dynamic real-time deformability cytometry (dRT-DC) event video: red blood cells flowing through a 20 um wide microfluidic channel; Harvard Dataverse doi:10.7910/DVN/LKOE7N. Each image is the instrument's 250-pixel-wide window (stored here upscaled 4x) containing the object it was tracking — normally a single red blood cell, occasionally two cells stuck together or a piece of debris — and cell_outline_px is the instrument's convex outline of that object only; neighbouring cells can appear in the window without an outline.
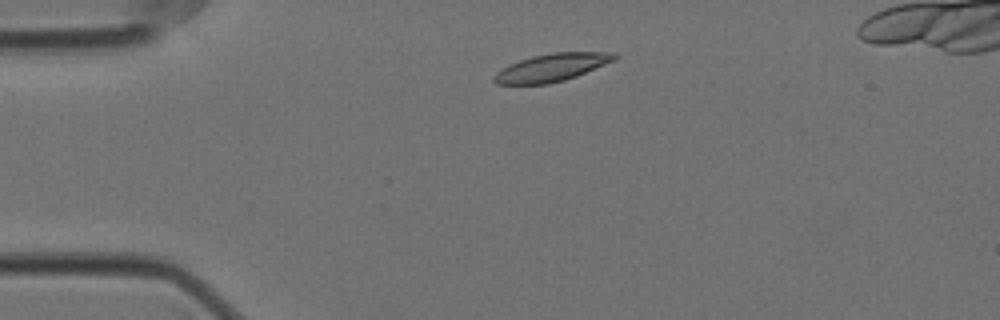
{"species": "Egyptian fruit bat (a non-hibernating species)", "species_latin": "Rousettus aegyptiacus", "temperature_condition": "cold", "stored_images_in_passage": 39, "camera_frame_rate_fps": 3000, "um_per_image_px": 0.085, "animal": {"sex": "female"}, "frame": {"image": 1, "passage_image": 1, "time_ms": 0.0, "image_size_px": [1000, 320], "cell_outline_px": [[620, 56], [616, 60], [576, 76], [564, 80], [548, 84], [496, 84], [492, 80], [492, 76], [500, 68], [508, 64], [532, 56], [552, 52], [616, 52]], "centroid_in_image_um": [46.89, 5.73], "position_along_channel_um": 38.1, "area_um2": 19.71}}
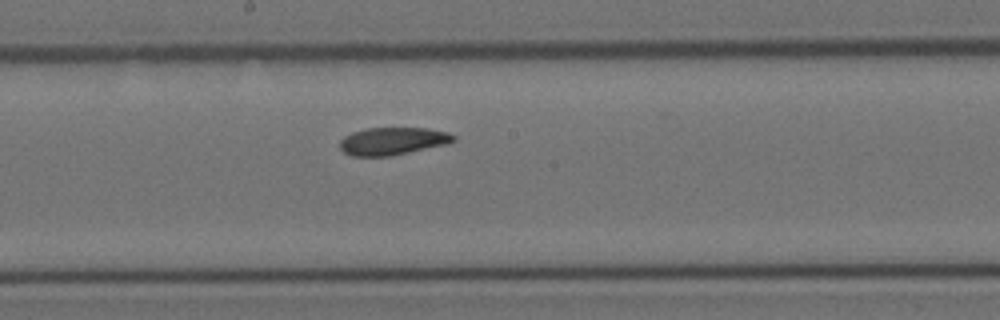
{"frame": {"image": 2, "passage_image": 19, "time_ms": 6.0, "image_size_px": [1000, 320], "cell_outline_px": [[456, 140], [448, 144], [388, 156], [352, 156], [344, 152], [340, 148], [340, 140], [344, 136], [352, 132], [368, 128], [428, 128], [448, 132], [456, 136]], "centroid_in_image_um": [33.39, 11.98], "position_along_channel_um": 214.8, "area_um2": 18.26}}
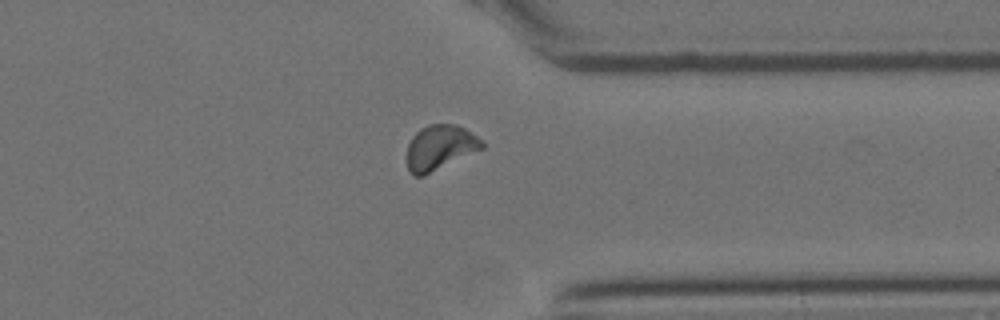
{"frame": {"image": 3, "passage_image": 33, "time_ms": 10.667, "image_size_px": [1000, 320], "cell_outline_px": [[484, 148], [424, 176], [412, 176], [408, 172], [408, 144], [412, 136], [420, 128], [428, 124], [456, 124], [464, 128], [476, 136], [484, 144]], "centroid_in_image_um": [37.37, 12.55], "position_along_channel_um": 374.0, "area_um2": 19.65}, "authors_computed_cell_mechanics": {"area_um2": 19.074, "velocity_mm_per_s": 3.4858, "shape_relaxation_time_tau1_ms": 5.5403, "shape_relaxation_time_tau2_ms": null, "deformation_change_tau1": 0.151, "deformation_change_tau2": null}}